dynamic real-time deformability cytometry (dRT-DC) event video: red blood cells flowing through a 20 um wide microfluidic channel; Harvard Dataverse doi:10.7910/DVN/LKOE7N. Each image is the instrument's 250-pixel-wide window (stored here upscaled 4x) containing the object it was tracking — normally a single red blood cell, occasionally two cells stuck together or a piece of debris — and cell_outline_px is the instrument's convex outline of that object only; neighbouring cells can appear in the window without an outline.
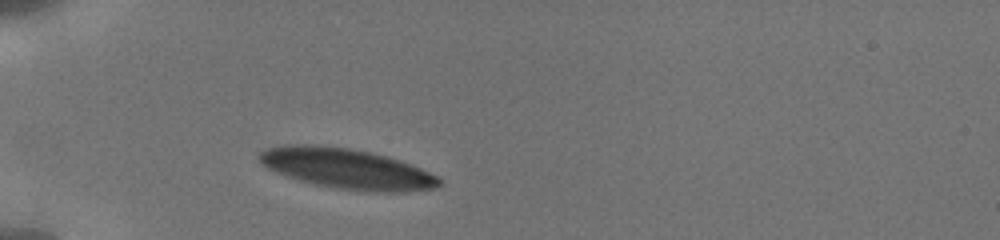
{"species": "human", "species_latin": "Homo sapiens", "temperature_condition": "cold", "stored_images_in_passage": 3, "camera_frame_rate_fps": 3000, "um_per_image_px": 0.085, "donor": {"sex": "male"}, "frame": {"image": 1, "passage_image": 1, "time_ms": 0.0, "image_size_px": [1000, 240], "cell_outline_px": [[444, 184], [436, 188], [408, 192], [372, 192], [336, 188], [316, 184], [300, 180], [276, 172], [260, 164], [256, 156], [260, 152], [268, 148], [284, 144], [316, 144], [348, 148], [372, 152], [388, 156], [412, 164], [440, 176], [444, 180]], "centroid_in_image_um": [29.54, 14.33], "position_along_channel_um": 55.5, "area_um2": 42.89}}
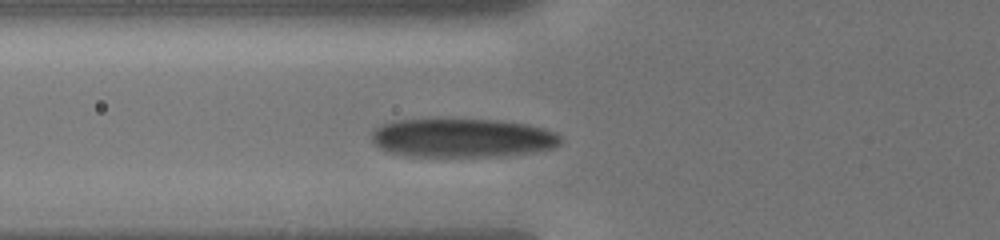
{"frame": {"image": 2, "passage_image": 3, "time_ms": 1.333, "image_size_px": [1000, 240], "cell_outline_px": [[564, 140], [556, 148], [532, 152], [500, 156], [404, 156], [388, 152], [380, 148], [372, 140], [372, 132], [380, 124], [400, 120], [500, 120], [524, 124], [544, 128], [556, 132]], "centroid_in_image_um": [39.33, 11.73], "position_along_channel_um": 86.5, "area_um2": 42.71}}